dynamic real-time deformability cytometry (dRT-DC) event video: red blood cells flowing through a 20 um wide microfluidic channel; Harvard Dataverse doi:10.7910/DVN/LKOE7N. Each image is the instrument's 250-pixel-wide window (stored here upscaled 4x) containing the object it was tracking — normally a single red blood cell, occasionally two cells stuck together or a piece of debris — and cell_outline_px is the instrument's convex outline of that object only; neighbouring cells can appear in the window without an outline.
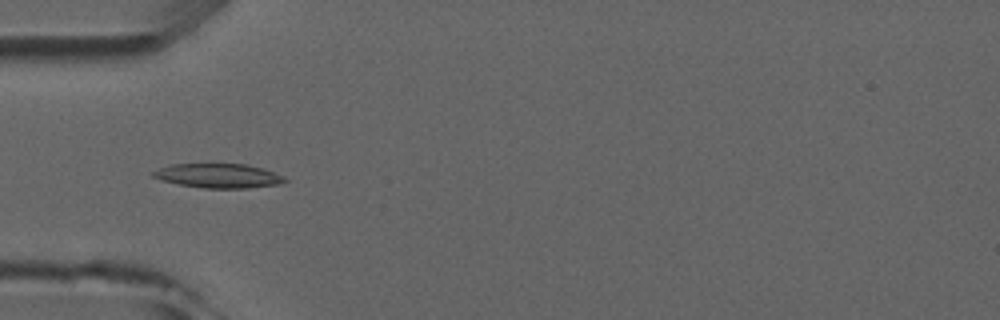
{"species": "common noctule bat (a hibernating species)", "species_latin": "Nyctalus noctula", "temperature_condition": "room temperature", "stored_images_in_passage": 3, "camera_frame_rate_fps": 3000, "um_per_image_px": 0.085, "animal": {"sex": "male", "forearm_length_mm": 52.5}, "frame": {"image": 1, "passage_image": 3, "time_ms": 3.0, "image_size_px": [1000, 320], "cell_outline_px": [[288, 180], [280, 184], [248, 188], [204, 188], [180, 184], [164, 180], [152, 176], [152, 172], [160, 168], [172, 164], [244, 164], [264, 168], [284, 176]], "centroid_in_image_um": [18.63, 14.94], "position_along_channel_um": 66.4, "area_um2": 18.5}}